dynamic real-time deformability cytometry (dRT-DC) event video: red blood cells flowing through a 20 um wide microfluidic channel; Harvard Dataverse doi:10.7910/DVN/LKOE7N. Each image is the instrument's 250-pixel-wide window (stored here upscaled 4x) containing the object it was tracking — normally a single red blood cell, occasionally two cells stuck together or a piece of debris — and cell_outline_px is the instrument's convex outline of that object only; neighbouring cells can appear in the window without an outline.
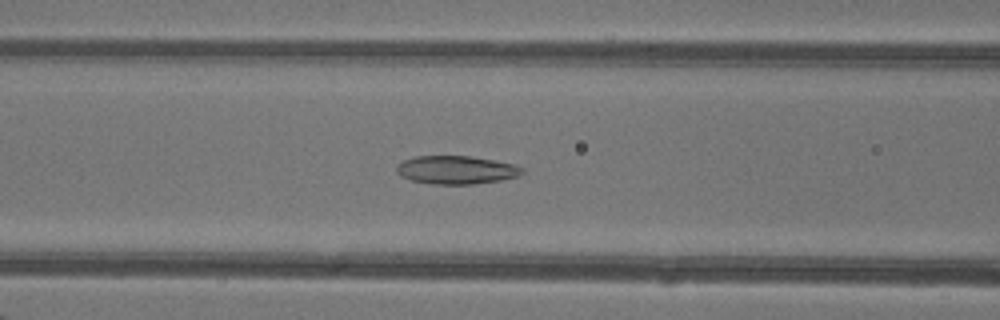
{"species": "common noctule bat (a hibernating species)", "species_latin": "Nyctalus noctula", "temperature_condition": "warm", "stored_images_in_passage": 43, "camera_frame_rate_fps": 3000, "um_per_image_px": 0.085, "animal": {"sex": "female"}, "frame": {"image": 1, "passage_image": 16, "time_ms": 5.0, "image_size_px": [1000, 320], "cell_outline_px": [[524, 172], [516, 176], [500, 180], [472, 184], [432, 184], [412, 180], [400, 176], [396, 172], [396, 168], [404, 160], [412, 156], [472, 156], [516, 164], [524, 168]], "centroid_in_image_um": [38.79, 14.43], "position_along_channel_um": 127.8, "area_um2": 20.69}}
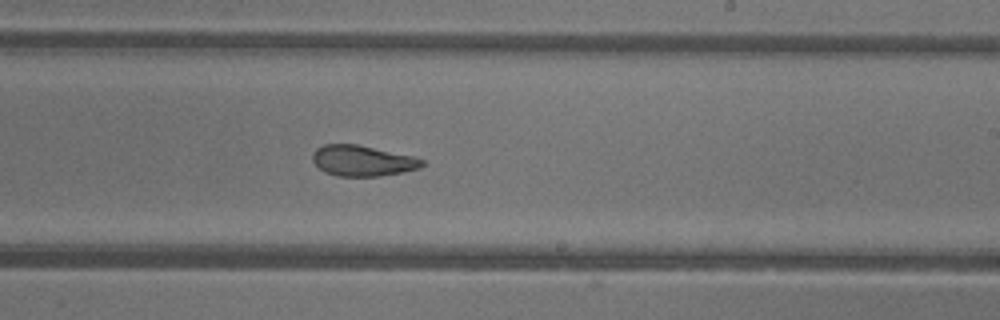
{"frame": {"image": 2, "passage_image": 25, "time_ms": 8.0, "image_size_px": [1000, 320], "cell_outline_px": [[424, 164], [420, 168], [380, 176], [336, 176], [324, 172], [312, 160], [312, 152], [316, 148], [324, 144], [356, 144], [416, 156], [424, 160]], "centroid_in_image_um": [30.81, 13.65], "position_along_channel_um": 258.2, "area_um2": 19.71}}
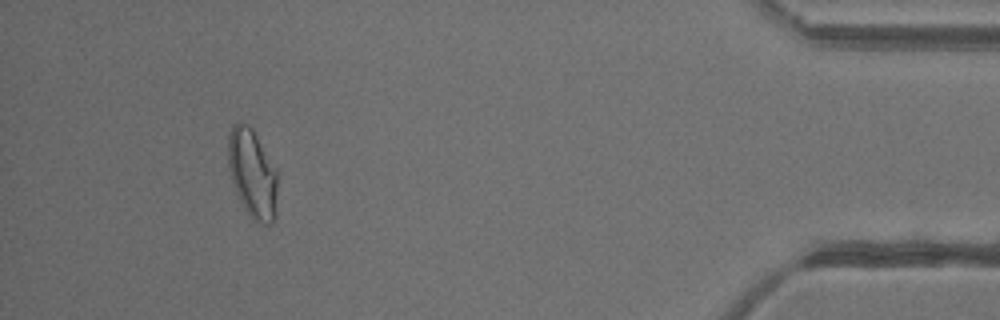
{"frame": {"image": 3, "passage_image": 40, "time_ms": 13.0, "image_size_px": [1000, 320], "cell_outline_px": [[276, 216], [272, 224], [260, 224], [248, 212], [240, 200], [236, 192], [232, 180], [228, 164], [228, 132], [232, 124], [240, 120], [248, 124], [252, 128], [276, 168]], "centroid_in_image_um": [21.44, 14.7], "position_along_channel_um": 413.8, "area_um2": 25.49}, "authors_computed_cell_mechanics": {"area_um2": 22.3108, "velocity_mm_per_s": 4.3534, "shape_relaxation_time_tau1_ms": 10.7579, "shape_relaxation_time_tau2_ms": 1.7641, "deformation_change_tau1": 0.2286, "deformation_change_tau2": 0.0849}}